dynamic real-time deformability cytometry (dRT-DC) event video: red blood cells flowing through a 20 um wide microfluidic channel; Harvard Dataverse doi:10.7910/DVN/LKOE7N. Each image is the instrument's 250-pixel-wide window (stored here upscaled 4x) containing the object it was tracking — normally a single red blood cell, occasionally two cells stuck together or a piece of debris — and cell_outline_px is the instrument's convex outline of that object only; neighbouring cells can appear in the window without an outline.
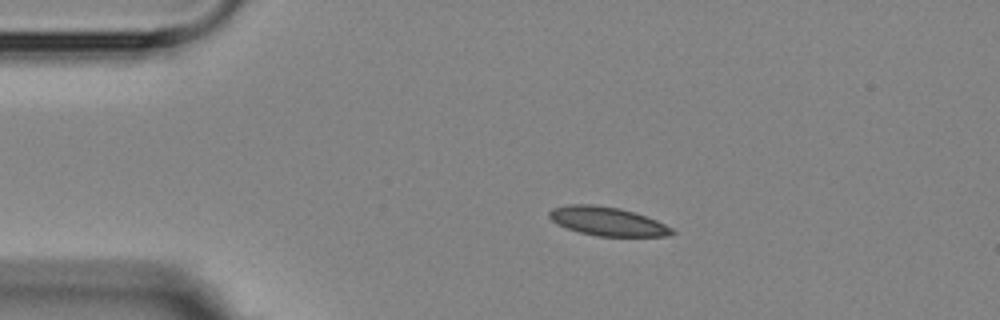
{"species": "Egyptian fruit bat (a non-hibernating species)", "species_latin": "Rousettus aegyptiacus", "temperature_condition": "room temperature", "stored_images_in_passage": 8, "camera_frame_rate_fps": 3000, "um_per_image_px": 0.085, "animal": {"sex": "female"}, "frame": {"image": 1, "passage_image": 1, "time_ms": 0.0, "image_size_px": [1000, 320], "cell_outline_px": [[676, 232], [668, 236], [596, 236], [580, 232], [556, 224], [548, 216], [548, 212], [552, 208], [568, 204], [592, 204], [620, 208], [636, 212], [656, 220], [672, 228]], "centroid_in_image_um": [51.62, 18.8], "position_along_channel_um": 33.4, "area_um2": 20.63}}
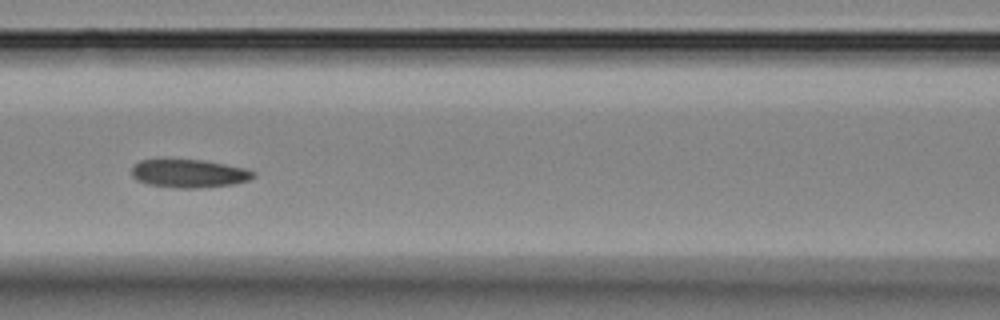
{"frame": {"image": 2, "passage_image": 5, "time_ms": 4.333, "image_size_px": [1000, 320], "cell_outline_px": [[256, 176], [248, 180], [232, 184], [196, 188], [176, 188], [148, 184], [136, 180], [132, 176], [132, 168], [140, 160], [204, 160], [244, 168], [256, 172]], "centroid_in_image_um": [16.07, 14.75], "position_along_channel_um": 150.5, "area_um2": 19.83}}
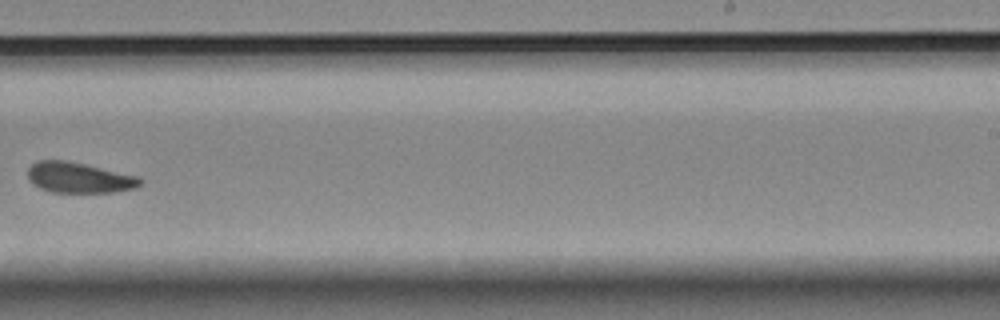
{"frame": {"image": 3, "passage_image": 8, "time_ms": 8.0, "image_size_px": [1000, 320], "cell_outline_px": [[144, 180], [136, 188], [112, 192], [52, 192], [40, 188], [32, 184], [28, 180], [28, 168], [36, 160], [64, 160], [84, 164], [140, 176]], "centroid_in_image_um": [6.72, 15.1], "position_along_channel_um": 282.3, "area_um2": 20.11}}